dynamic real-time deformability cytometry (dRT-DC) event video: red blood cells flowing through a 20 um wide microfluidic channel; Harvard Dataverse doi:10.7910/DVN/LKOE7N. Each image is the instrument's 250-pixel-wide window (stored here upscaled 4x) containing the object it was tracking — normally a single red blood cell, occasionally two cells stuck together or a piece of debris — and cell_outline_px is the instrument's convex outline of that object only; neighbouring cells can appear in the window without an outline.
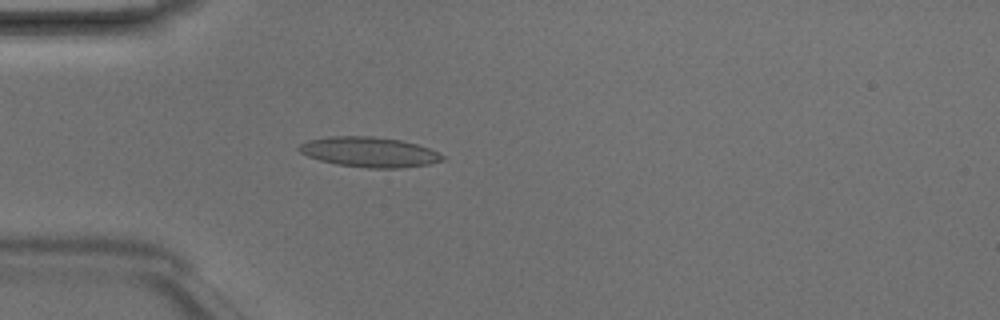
{"species": "Egyptian fruit bat (a non-hibernating species)", "species_latin": "Rousettus aegyptiacus", "temperature_condition": "room temperature", "stored_images_in_passage": 2, "camera_frame_rate_fps": 3000, "um_per_image_px": 0.085, "animal": {"sex": "male"}, "frame": {"image": 1, "passage_image": 2, "time_ms": 0.333, "image_size_px": [1000, 320], "cell_outline_px": [[444, 160], [428, 164], [400, 168], [368, 168], [336, 164], [320, 160], [308, 156], [300, 152], [296, 148], [300, 144], [308, 140], [328, 136], [372, 136], [400, 140], [416, 144], [428, 148], [444, 156]], "centroid_in_image_um": [31.35, 12.92], "position_along_channel_um": 53.7, "area_um2": 25.03}}